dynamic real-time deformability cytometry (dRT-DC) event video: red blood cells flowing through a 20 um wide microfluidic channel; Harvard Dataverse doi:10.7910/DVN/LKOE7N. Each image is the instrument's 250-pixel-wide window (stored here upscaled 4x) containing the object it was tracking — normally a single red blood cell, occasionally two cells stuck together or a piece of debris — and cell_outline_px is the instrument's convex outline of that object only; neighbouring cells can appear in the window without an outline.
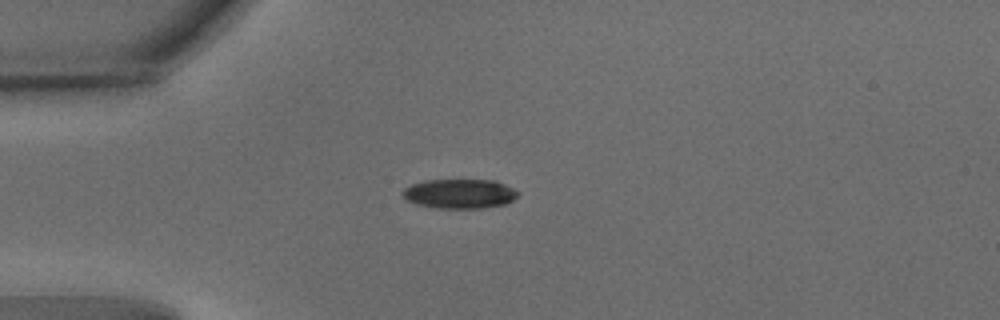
{"species": "common noctule bat (a hibernating species)", "species_latin": "Nyctalus noctula", "temperature_condition": "warm", "stored_images_in_passage": 41, "camera_frame_rate_fps": 3000, "um_per_image_px": 0.085, "animal": {"sex": "male", "body_mass_g": 15.6}, "frame": {"image": 1, "passage_image": 1, "time_ms": 0.0, "image_size_px": [1000, 320], "cell_outline_px": [[520, 192], [512, 200], [504, 204], [484, 208], [436, 208], [416, 204], [408, 200], [400, 192], [404, 188], [412, 184], [424, 180], [492, 180], [504, 184]], "centroid_in_image_um": [39.04, 16.46], "position_along_channel_um": 46.0, "area_um2": 19.71}}
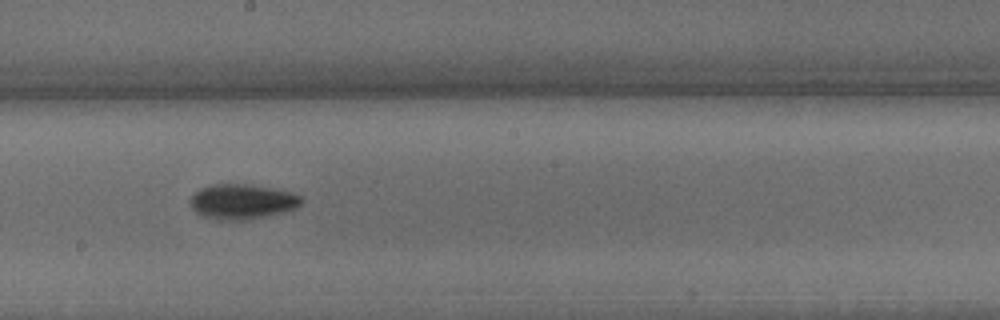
{"frame": {"image": 2, "passage_image": 17, "time_ms": 5.333, "image_size_px": [1000, 320], "cell_outline_px": [[304, 200], [296, 208], [264, 216], [240, 220], [220, 220], [204, 216], [196, 212], [192, 208], [188, 200], [200, 188], [212, 184], [252, 184], [292, 192], [300, 196]], "centroid_in_image_um": [20.56, 17.12], "position_along_channel_um": 227.6, "area_um2": 22.54}}
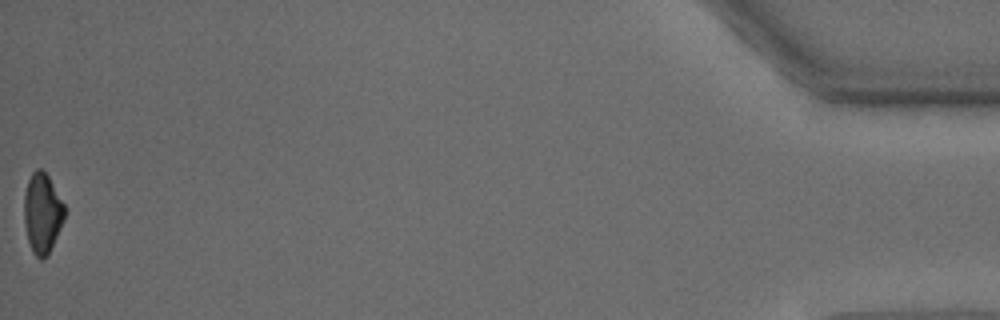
{"frame": {"image": 3, "passage_image": 41, "time_ms": 13.333, "image_size_px": [1000, 320], "cell_outline_px": [[68, 208], [64, 220], [48, 256], [40, 260], [32, 252], [28, 240], [24, 224], [24, 192], [28, 180], [32, 172], [36, 168], [40, 168], [48, 176]], "centroid_in_image_um": [3.62, 18.12], "position_along_channel_um": 431.6, "area_um2": 19.31}, "authors_computed_cell_mechanics": {"area_um2": 20.519, "velocity_mm_per_s": 3.7437, "shape_relaxation_time_tau1_ms": 3.1803, "shape_relaxation_time_tau2_ms": null, "deformation_change_tau1": 0.1334, "deformation_change_tau2": null}}